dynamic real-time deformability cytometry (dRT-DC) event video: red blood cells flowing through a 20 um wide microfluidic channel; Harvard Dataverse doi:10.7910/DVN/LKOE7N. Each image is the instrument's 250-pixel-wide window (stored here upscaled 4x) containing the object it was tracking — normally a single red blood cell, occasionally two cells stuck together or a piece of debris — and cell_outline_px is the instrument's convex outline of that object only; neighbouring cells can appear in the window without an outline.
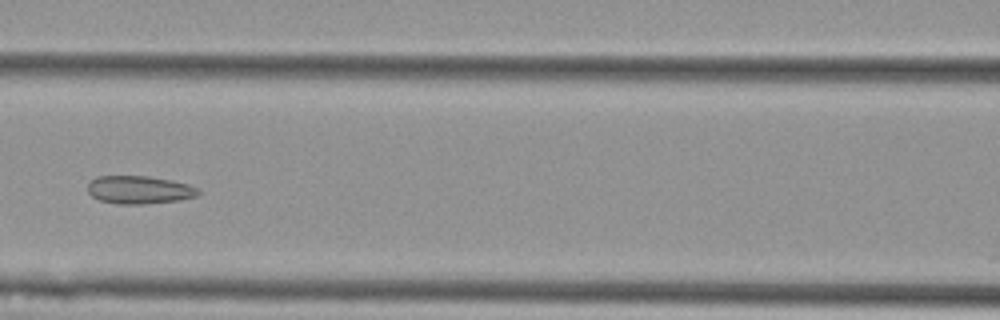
{"species": "Egyptian fruit bat (a non-hibernating species)", "species_latin": "Rousettus aegyptiacus", "temperature_condition": "cold", "stored_images_in_passage": 6, "camera_frame_rate_fps": 3000, "um_per_image_px": 0.085, "animal": {"sex": "female"}, "frame": {"image": 1, "passage_image": 6, "time_ms": 1.667, "image_size_px": [1000, 320], "cell_outline_px": [[200, 192], [196, 196], [180, 200], [144, 204], [116, 204], [100, 200], [92, 196], [88, 192], [88, 184], [96, 176], [148, 176], [188, 184], [200, 188]], "centroid_in_image_um": [11.84, 16.14], "position_along_channel_um": 154.8, "area_um2": 18.03}}